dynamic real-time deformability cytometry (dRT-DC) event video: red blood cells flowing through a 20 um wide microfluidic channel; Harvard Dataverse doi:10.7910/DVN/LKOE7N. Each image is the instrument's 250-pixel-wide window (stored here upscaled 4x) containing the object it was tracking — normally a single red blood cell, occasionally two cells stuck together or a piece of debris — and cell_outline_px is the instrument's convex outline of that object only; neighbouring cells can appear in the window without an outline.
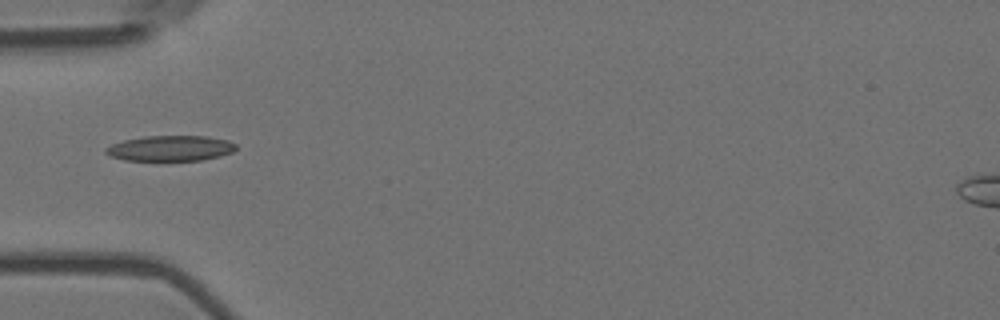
{"species": "Egyptian fruit bat (a non-hibernating species)", "species_latin": "Rousettus aegyptiacus", "temperature_condition": "room temperature", "stored_images_in_passage": 7, "camera_frame_rate_fps": 3000, "um_per_image_px": 0.085, "animal": {"sex": "female"}, "frame": {"image": 1, "passage_image": 5, "time_ms": 1.333, "image_size_px": [1000, 320], "cell_outline_px": [[236, 148], [232, 152], [220, 156], [200, 160], [124, 160], [108, 156], [104, 152], [104, 148], [112, 144], [124, 140], [144, 136], [208, 136], [228, 140], [236, 144]], "centroid_in_image_um": [14.46, 12.6], "position_along_channel_um": 70.5, "area_um2": 19.36}}
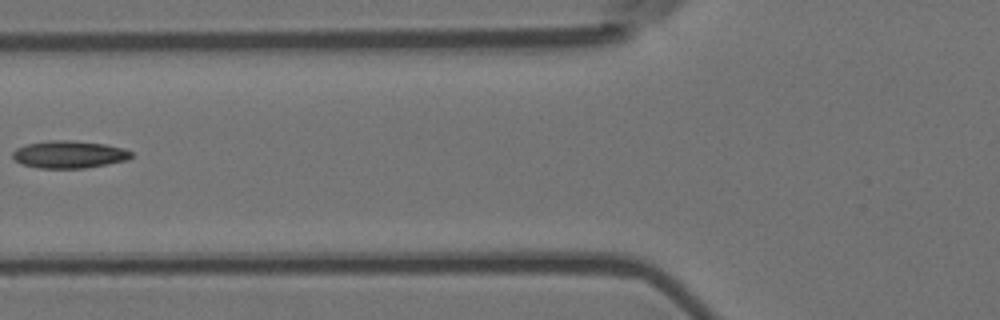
{"frame": {"image": 2, "passage_image": 6, "time_ms": 1.667, "image_size_px": [1000, 320], "cell_outline_px": [[132, 156], [128, 160], [84, 168], [40, 168], [20, 164], [12, 156], [12, 152], [16, 148], [28, 144], [48, 140], [72, 140], [104, 144], [124, 148], [132, 152]], "centroid_in_image_um": [5.87, 13.12], "position_along_channel_um": 119.9, "area_um2": 18.96}}
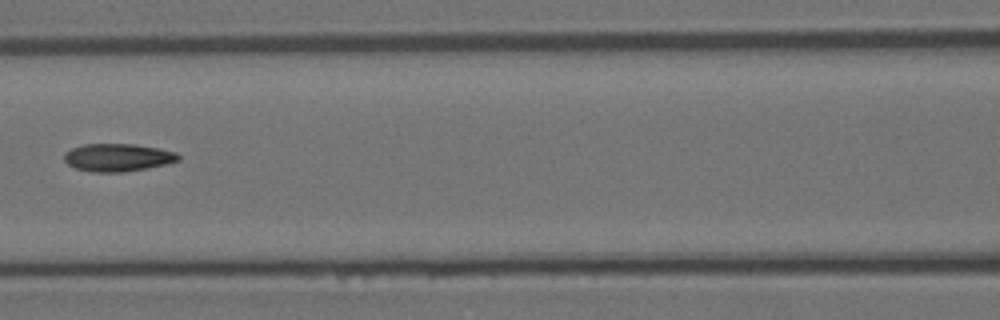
{"frame": {"image": 3, "passage_image": 7, "time_ms": 2.0, "image_size_px": [1000, 320], "cell_outline_px": [[180, 160], [168, 164], [148, 168], [124, 172], [92, 172], [76, 168], [68, 164], [64, 160], [64, 152], [72, 148], [84, 144], [136, 144], [160, 148], [176, 152], [180, 156]], "centroid_in_image_um": [10.04, 13.38], "position_along_channel_um": 156.6, "area_um2": 18.67}}